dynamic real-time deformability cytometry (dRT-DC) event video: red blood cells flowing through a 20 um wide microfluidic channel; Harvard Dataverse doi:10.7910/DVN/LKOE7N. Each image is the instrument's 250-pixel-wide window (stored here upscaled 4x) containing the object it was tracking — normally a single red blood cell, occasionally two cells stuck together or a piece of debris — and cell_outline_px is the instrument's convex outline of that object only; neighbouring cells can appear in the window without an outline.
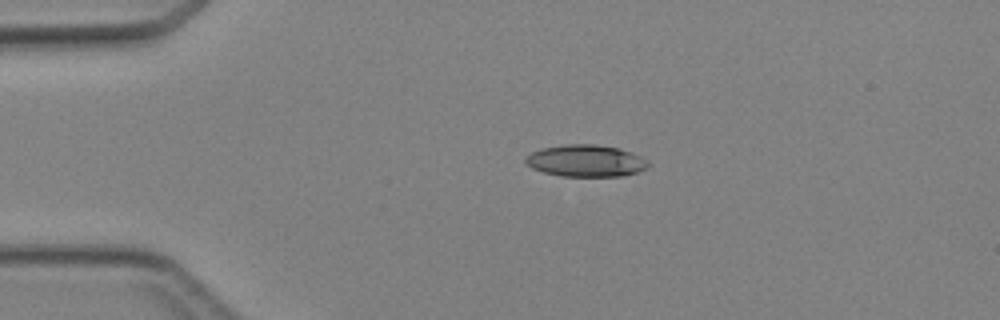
{"species": "Egyptian fruit bat (a non-hibernating species)", "species_latin": "Rousettus aegyptiacus", "temperature_condition": "cold", "stored_images_in_passage": 2, "camera_frame_rate_fps": 3000, "um_per_image_px": 0.085, "animal": {"sex": "female"}, "frame": {"image": 1, "passage_image": 1, "time_ms": 0.0, "image_size_px": [1000, 320], "cell_outline_px": [[648, 168], [640, 172], [624, 176], [560, 176], [544, 172], [532, 168], [524, 164], [524, 156], [540, 148], [564, 144], [596, 144], [620, 148], [640, 156], [648, 160]], "centroid_in_image_um": [49.78, 13.66], "position_along_channel_um": 35.2, "area_um2": 23.18}}